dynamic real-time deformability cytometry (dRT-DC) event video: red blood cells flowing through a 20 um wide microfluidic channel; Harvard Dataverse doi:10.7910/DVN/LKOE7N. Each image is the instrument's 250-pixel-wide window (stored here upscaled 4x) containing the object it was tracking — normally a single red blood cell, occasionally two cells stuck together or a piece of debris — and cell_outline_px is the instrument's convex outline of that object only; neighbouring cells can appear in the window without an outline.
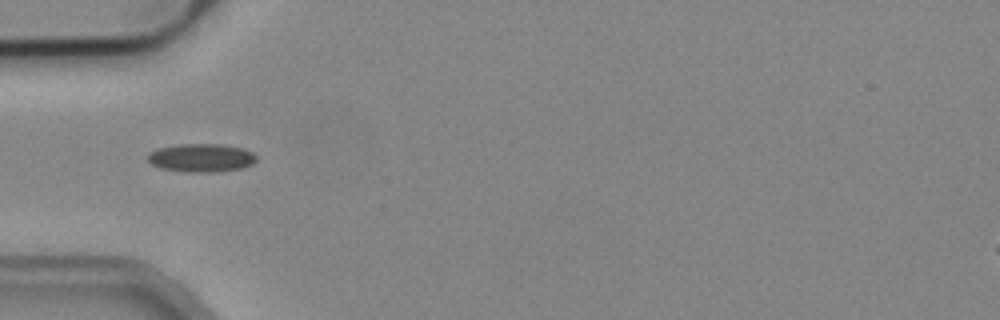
{"species": "common noctule bat (a hibernating species)", "species_latin": "Nyctalus noctula", "temperature_condition": "cold", "stored_images_in_passage": 5, "camera_frame_rate_fps": 3000, "um_per_image_px": 0.085, "animal": {"sex": "male", "body_mass_g": 19.2, "forearm_length_mm": 51.8}, "frame": {"image": 1, "passage_image": 4, "time_ms": 1.0, "image_size_px": [1000, 320], "cell_outline_px": [[256, 160], [252, 164], [240, 168], [216, 172], [188, 172], [160, 168], [152, 164], [148, 160], [148, 152], [156, 148], [180, 144], [224, 144], [244, 148], [252, 152], [256, 156]], "centroid_in_image_um": [17.1, 13.4], "position_along_channel_um": 67.9, "area_um2": 18.03}}